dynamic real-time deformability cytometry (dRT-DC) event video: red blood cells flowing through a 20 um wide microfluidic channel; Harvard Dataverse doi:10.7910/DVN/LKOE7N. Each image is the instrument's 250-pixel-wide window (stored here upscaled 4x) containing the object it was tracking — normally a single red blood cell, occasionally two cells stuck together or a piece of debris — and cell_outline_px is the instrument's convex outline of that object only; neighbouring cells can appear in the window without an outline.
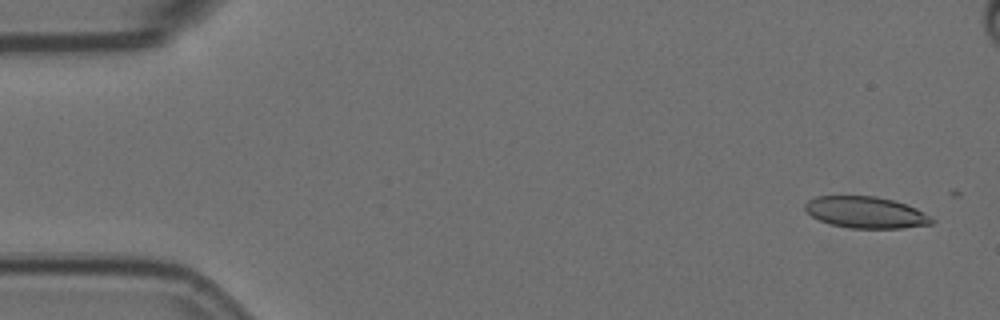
{"species": "Egyptian fruit bat (a non-hibernating species)", "species_latin": "Rousettus aegyptiacus", "temperature_condition": "room temperature", "stored_images_in_passage": 8, "camera_frame_rate_fps": 3000, "um_per_image_px": 0.085, "animal": {"sex": "female"}, "frame": {"image": 1, "passage_image": 2, "time_ms": 0.333, "image_size_px": [1000, 320], "cell_outline_px": [[936, 220], [932, 224], [900, 228], [852, 228], [832, 224], [820, 220], [812, 216], [804, 208], [804, 204], [808, 200], [816, 196], [876, 196], [892, 200], [916, 208], [932, 216]], "centroid_in_image_um": [73.62, 18.05], "position_along_channel_um": 11.4, "area_um2": 23.18}}